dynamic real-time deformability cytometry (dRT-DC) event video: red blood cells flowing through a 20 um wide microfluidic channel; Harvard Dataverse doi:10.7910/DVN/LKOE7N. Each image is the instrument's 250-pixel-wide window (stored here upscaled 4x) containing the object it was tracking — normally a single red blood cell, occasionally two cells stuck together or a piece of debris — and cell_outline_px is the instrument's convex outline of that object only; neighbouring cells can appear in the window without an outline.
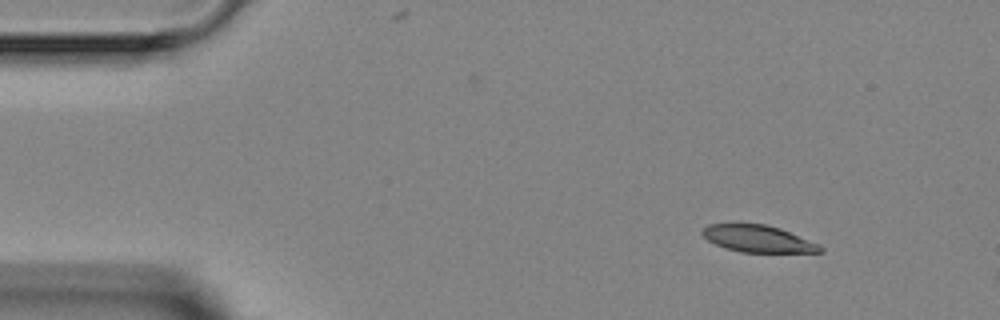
{"species": "Egyptian fruit bat (a non-hibernating species)", "species_latin": "Rousettus aegyptiacus", "temperature_condition": "room temperature", "stored_images_in_passage": 2, "camera_frame_rate_fps": 3000, "um_per_image_px": 0.085, "animal": {"sex": "female"}, "frame": {"image": 1, "passage_image": 1, "time_ms": 0.0, "image_size_px": [1000, 320], "cell_outline_px": [[824, 252], [740, 252], [724, 248], [708, 240], [700, 232], [708, 224], [768, 224], [780, 228], [820, 244], [824, 248]], "centroid_in_image_um": [64.45, 20.29], "position_along_channel_um": 20.5, "area_um2": 18.5}}